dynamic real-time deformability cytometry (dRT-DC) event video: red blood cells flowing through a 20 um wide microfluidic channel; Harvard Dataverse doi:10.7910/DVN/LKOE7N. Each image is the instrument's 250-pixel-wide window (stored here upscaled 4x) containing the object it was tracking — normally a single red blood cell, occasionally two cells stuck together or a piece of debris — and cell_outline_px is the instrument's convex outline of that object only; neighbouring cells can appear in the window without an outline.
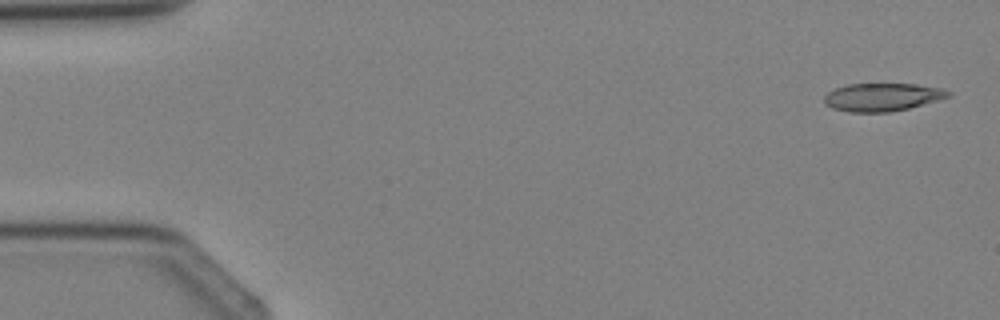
{"species": "Egyptian fruit bat (a non-hibernating species)", "species_latin": "Rousettus aegyptiacus", "temperature_condition": "cold", "stored_images_in_passage": 4, "segment_of_instrument_passage": [2, 2], "camera_frame_rate_fps": 3000, "um_per_image_px": 0.085, "animal": {"sex": "female"}, "frame": {"image": 1, "passage_image": 4, "time_ms": 4.667, "image_size_px": [1000, 320], "cell_outline_px": [[952, 96], [908, 108], [888, 112], [848, 112], [832, 108], [824, 104], [824, 96], [828, 92], [836, 88], [848, 84], [916, 84], [940, 88], [952, 92]], "centroid_in_image_um": [74.98, 8.25], "position_along_channel_um": 10.0, "area_um2": 20.17}}